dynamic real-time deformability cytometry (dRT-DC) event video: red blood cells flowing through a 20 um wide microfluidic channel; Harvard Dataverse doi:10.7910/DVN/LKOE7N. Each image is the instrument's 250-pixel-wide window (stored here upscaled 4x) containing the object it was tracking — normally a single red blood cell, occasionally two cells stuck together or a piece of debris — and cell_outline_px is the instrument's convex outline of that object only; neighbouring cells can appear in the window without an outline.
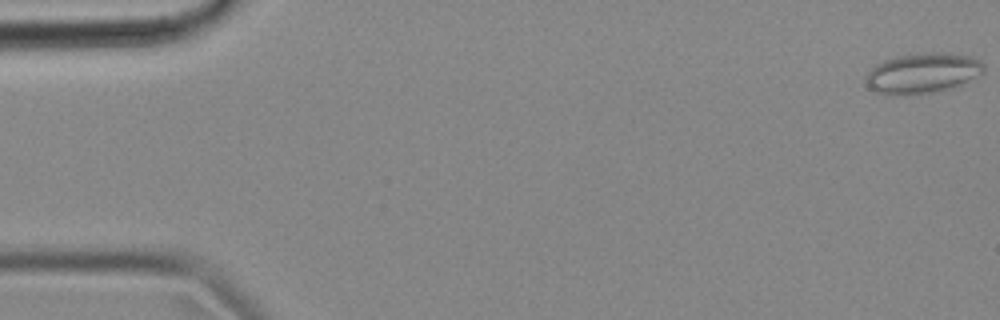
{"species": "common noctule bat (a hibernating species)", "species_latin": "Nyctalus noctula", "temperature_condition": "cold", "stored_images_in_passage": 55, "camera_frame_rate_fps": 3000, "um_per_image_px": 0.085, "animal": {"sex": "female", "body_mass_g": 18.4}, "frame": {"image": 1, "passage_image": 1, "time_ms": 0.0, "image_size_px": [1000, 320], "cell_outline_px": [[984, 72], [952, 88], [928, 92], [876, 92], [868, 88], [864, 80], [864, 76], [876, 64], [884, 60], [916, 52], [944, 52], [972, 56], [980, 60], [984, 64]], "centroid_in_image_um": [78.44, 6.15], "position_along_channel_um": 6.6, "area_um2": 27.11}}
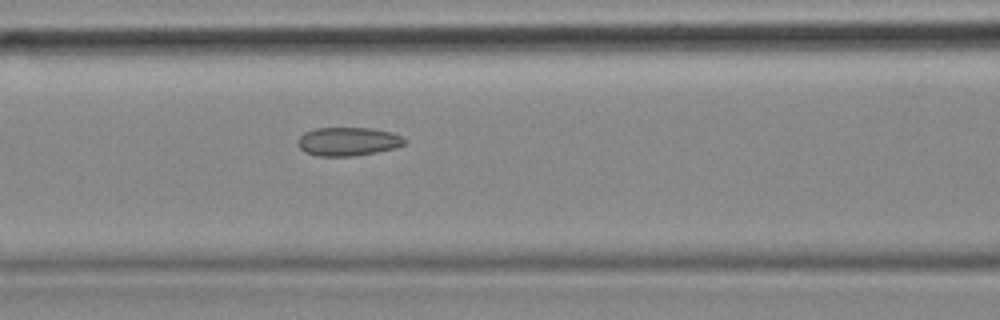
{"frame": {"image": 2, "passage_image": 23, "time_ms": 7.333, "image_size_px": [1000, 320], "cell_outline_px": [[408, 140], [404, 144], [396, 148], [376, 152], [352, 156], [320, 156], [304, 152], [296, 144], [296, 140], [304, 132], [316, 128], [372, 128], [392, 132]], "centroid_in_image_um": [29.57, 12.02], "position_along_channel_um": 137.0, "area_um2": 17.92}}
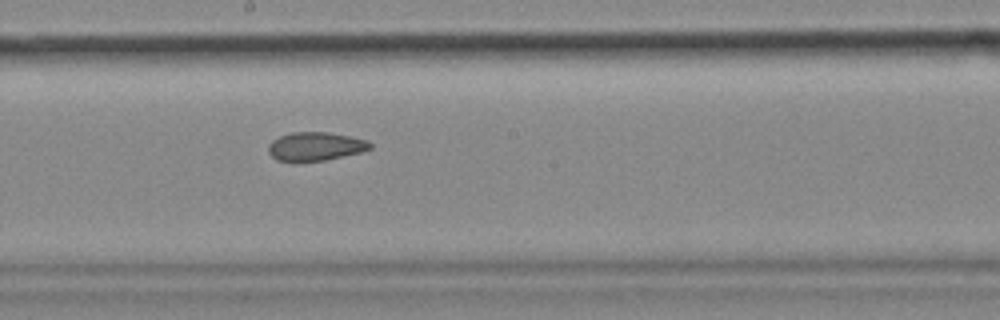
{"frame": {"image": 3, "passage_image": 30, "time_ms": 9.667, "image_size_px": [1000, 320], "cell_outline_px": [[372, 148], [360, 152], [324, 160], [276, 160], [268, 152], [268, 144], [272, 140], [280, 136], [292, 132], [328, 132], [368, 140], [372, 144]], "centroid_in_image_um": [26.81, 12.42], "position_along_channel_um": 221.4, "area_um2": 16.65}, "authors_computed_cell_mechanics": {"area_um2": 18.5538, "velocity_mm_per_s": 3.6311, "shape_relaxation_time_tau1_ms": null, "shape_relaxation_time_tau2_ms": 3.1783, "deformation_change_tau1": null, "deformation_change_tau2": 0.0788}}